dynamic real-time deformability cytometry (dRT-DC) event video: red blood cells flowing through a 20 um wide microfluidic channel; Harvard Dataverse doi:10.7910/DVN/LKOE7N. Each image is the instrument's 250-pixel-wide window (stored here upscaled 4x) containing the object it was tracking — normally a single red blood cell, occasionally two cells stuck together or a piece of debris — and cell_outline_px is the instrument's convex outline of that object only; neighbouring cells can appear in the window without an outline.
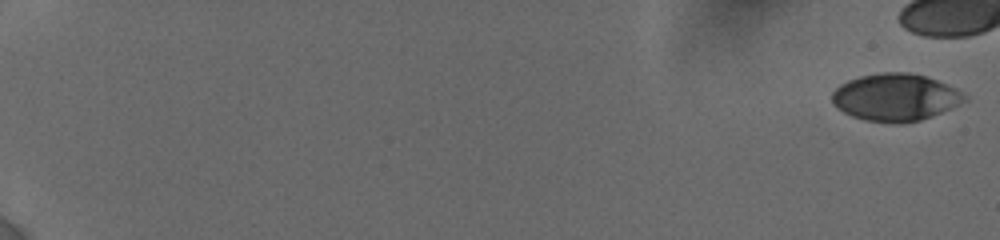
{"species": "human", "species_latin": "Homo sapiens", "temperature_condition": "cold", "stored_images_in_passage": 7, "camera_frame_rate_fps": 3000, "um_per_image_px": 0.085, "donor": {"sex": "female"}, "frame": {"image": 1, "passage_image": 1, "time_ms": 0.0, "image_size_px": [1000, 240], "cell_outline_px": [[968, 100], [932, 116], [920, 120], [900, 124], [864, 120], [852, 116], [844, 112], [832, 100], [832, 92], [840, 84], [848, 80], [860, 76], [880, 72], [908, 72], [928, 76], [956, 88], [968, 96]], "centroid_in_image_um": [76.14, 8.26], "position_along_channel_um": 8.9, "area_um2": 36.59}}